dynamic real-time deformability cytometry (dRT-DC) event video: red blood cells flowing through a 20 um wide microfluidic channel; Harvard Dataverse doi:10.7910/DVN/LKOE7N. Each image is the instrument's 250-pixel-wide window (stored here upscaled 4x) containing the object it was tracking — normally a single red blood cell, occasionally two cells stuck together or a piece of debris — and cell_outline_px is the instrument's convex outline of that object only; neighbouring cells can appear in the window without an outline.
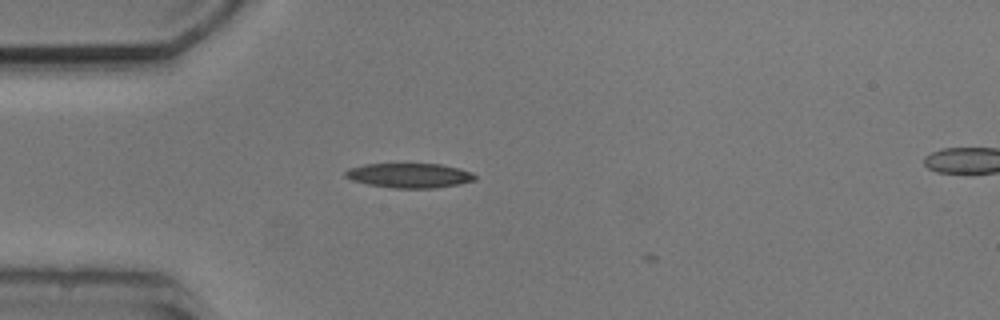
{"species": "common noctule bat (a hibernating species)", "species_latin": "Nyctalus noctula", "temperature_condition": "cold", "stored_images_in_passage": 3, "camera_frame_rate_fps": 3000, "um_per_image_px": 0.085, "animal": {"sex": "male", "body_mass_g": 20.5, "forearm_length_mm": 52.5}, "frame": {"image": 1, "passage_image": 2, "time_ms": 1.0, "image_size_px": [1000, 320], "cell_outline_px": [[476, 180], [460, 184], [436, 188], [392, 188], [368, 184], [352, 180], [344, 176], [344, 172], [348, 168], [364, 164], [440, 164], [460, 168], [472, 172], [476, 176]], "centroid_in_image_um": [34.81, 14.91], "position_along_channel_um": 50.2, "area_um2": 18.73}}